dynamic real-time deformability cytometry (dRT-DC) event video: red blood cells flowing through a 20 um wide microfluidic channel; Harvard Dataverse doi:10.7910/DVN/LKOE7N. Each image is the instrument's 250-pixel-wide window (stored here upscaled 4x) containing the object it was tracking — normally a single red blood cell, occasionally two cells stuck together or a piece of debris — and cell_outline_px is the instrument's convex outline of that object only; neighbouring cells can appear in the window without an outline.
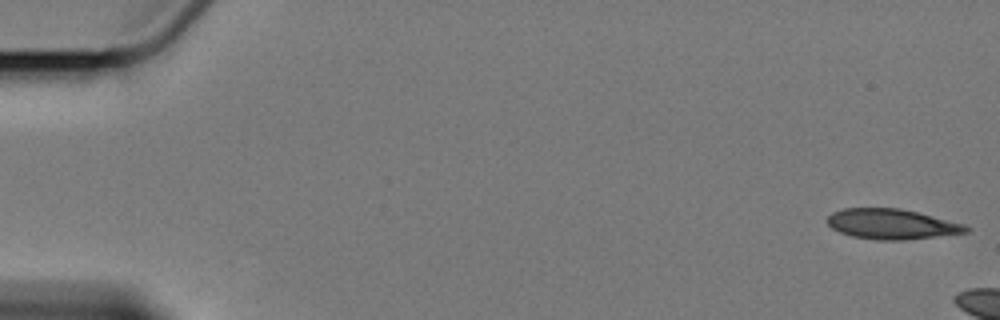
{"species": "Egyptian fruit bat (a non-hibernating species)", "species_latin": "Rousettus aegyptiacus", "temperature_condition": "cold", "stored_images_in_passage": 3, "camera_frame_rate_fps": 3000, "um_per_image_px": 0.085, "animal": {"sex": "female"}, "frame": {"image": 1, "passage_image": 1, "time_ms": 0.0, "image_size_px": [1000, 320], "cell_outline_px": [[968, 232], [900, 240], [880, 240], [852, 236], [840, 232], [832, 228], [828, 224], [828, 216], [832, 212], [844, 208], [900, 208], [964, 224], [968, 228]], "centroid_in_image_um": [75.74, 19.04], "position_along_channel_um": 9.3, "area_um2": 23.93}}